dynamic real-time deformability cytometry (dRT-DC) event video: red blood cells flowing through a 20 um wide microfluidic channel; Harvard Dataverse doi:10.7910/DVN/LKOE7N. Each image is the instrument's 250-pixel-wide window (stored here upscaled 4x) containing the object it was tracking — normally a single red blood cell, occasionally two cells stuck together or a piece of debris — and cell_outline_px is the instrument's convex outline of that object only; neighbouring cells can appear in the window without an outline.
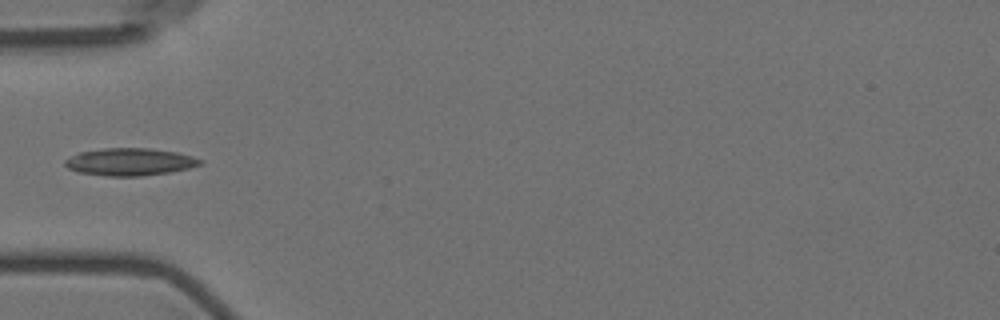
{"species": "Egyptian fruit bat (a non-hibernating species)", "species_latin": "Rousettus aegyptiacus", "temperature_condition": "room temperature", "stored_images_in_passage": 10, "camera_frame_rate_fps": 3000, "um_per_image_px": 0.085, "animal": {"sex": "female"}, "frame": {"image": 1, "passage_image": 6, "time_ms": 6.0, "image_size_px": [1000, 320], "cell_outline_px": [[204, 164], [188, 168], [168, 172], [140, 176], [108, 176], [80, 172], [68, 168], [64, 164], [64, 160], [80, 152], [104, 148], [148, 148], [176, 152], [192, 156], [204, 160]], "centroid_in_image_um": [11.07, 13.75], "position_along_channel_um": 73.9, "area_um2": 21.44}}
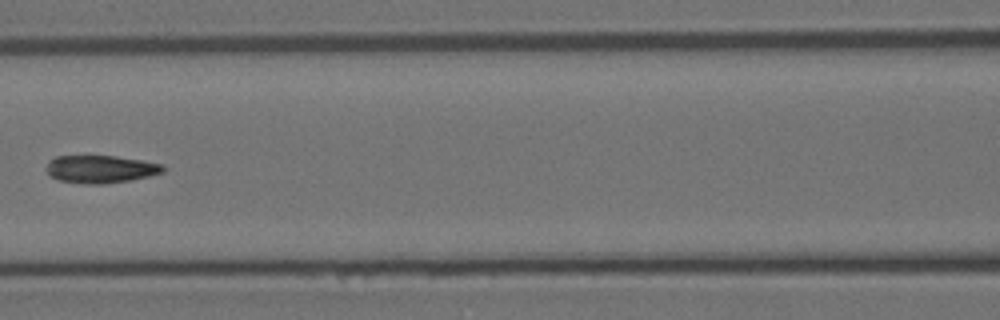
{"frame": {"image": 2, "passage_image": 8, "time_ms": 8.333, "image_size_px": [1000, 320], "cell_outline_px": [[164, 172], [132, 180], [104, 184], [84, 184], [60, 180], [52, 176], [48, 172], [48, 164], [56, 156], [116, 156], [164, 164]], "centroid_in_image_um": [8.61, 14.38], "position_along_channel_um": 158.0, "area_um2": 18.61}}
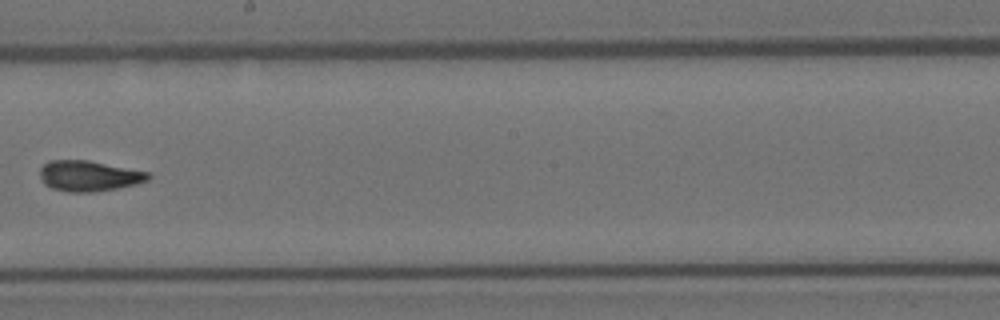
{"frame": {"image": 3, "passage_image": 10, "time_ms": 10.667, "image_size_px": [1000, 320], "cell_outline_px": [[152, 176], [148, 180], [136, 184], [96, 192], [68, 192], [52, 188], [44, 184], [40, 176], [40, 168], [48, 160], [88, 160], [148, 172]], "centroid_in_image_um": [7.54, 14.95], "position_along_channel_um": 240.7, "area_um2": 19.31}}